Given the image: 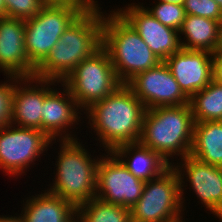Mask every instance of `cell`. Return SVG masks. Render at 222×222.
<instances>
[{
    "mask_svg": "<svg viewBox=\"0 0 222 222\" xmlns=\"http://www.w3.org/2000/svg\"><path fill=\"white\" fill-rule=\"evenodd\" d=\"M145 110L132 90L122 84L103 100L93 103L84 114L87 113V123L96 132L101 147L112 152L122 144L139 141Z\"/></svg>",
    "mask_w": 222,
    "mask_h": 222,
    "instance_id": "cell-1",
    "label": "cell"
},
{
    "mask_svg": "<svg viewBox=\"0 0 222 222\" xmlns=\"http://www.w3.org/2000/svg\"><path fill=\"white\" fill-rule=\"evenodd\" d=\"M84 11L74 3H47L34 17L25 20V49L37 68L59 42L64 31Z\"/></svg>",
    "mask_w": 222,
    "mask_h": 222,
    "instance_id": "cell-6",
    "label": "cell"
},
{
    "mask_svg": "<svg viewBox=\"0 0 222 222\" xmlns=\"http://www.w3.org/2000/svg\"><path fill=\"white\" fill-rule=\"evenodd\" d=\"M215 1L217 2L218 6L222 10V0H215Z\"/></svg>",
    "mask_w": 222,
    "mask_h": 222,
    "instance_id": "cell-35",
    "label": "cell"
},
{
    "mask_svg": "<svg viewBox=\"0 0 222 222\" xmlns=\"http://www.w3.org/2000/svg\"><path fill=\"white\" fill-rule=\"evenodd\" d=\"M164 62L189 98L213 80V54L208 51L181 48Z\"/></svg>",
    "mask_w": 222,
    "mask_h": 222,
    "instance_id": "cell-15",
    "label": "cell"
},
{
    "mask_svg": "<svg viewBox=\"0 0 222 222\" xmlns=\"http://www.w3.org/2000/svg\"><path fill=\"white\" fill-rule=\"evenodd\" d=\"M152 8L146 9L163 25L180 30L186 17L183 5L159 1Z\"/></svg>",
    "mask_w": 222,
    "mask_h": 222,
    "instance_id": "cell-24",
    "label": "cell"
},
{
    "mask_svg": "<svg viewBox=\"0 0 222 222\" xmlns=\"http://www.w3.org/2000/svg\"><path fill=\"white\" fill-rule=\"evenodd\" d=\"M126 85L143 103L145 109L182 106L190 102V98L182 91L164 61L136 74Z\"/></svg>",
    "mask_w": 222,
    "mask_h": 222,
    "instance_id": "cell-11",
    "label": "cell"
},
{
    "mask_svg": "<svg viewBox=\"0 0 222 222\" xmlns=\"http://www.w3.org/2000/svg\"><path fill=\"white\" fill-rule=\"evenodd\" d=\"M182 218H183V215L178 217V218H176V219H174V220L168 221V222H186L185 220L182 221L183 220Z\"/></svg>",
    "mask_w": 222,
    "mask_h": 222,
    "instance_id": "cell-34",
    "label": "cell"
},
{
    "mask_svg": "<svg viewBox=\"0 0 222 222\" xmlns=\"http://www.w3.org/2000/svg\"><path fill=\"white\" fill-rule=\"evenodd\" d=\"M172 163V167L177 171L180 180L182 204L185 201L183 198L185 189L183 188L185 187L184 179H186L197 195L196 197L202 201L201 203L208 211L217 216L219 221H222V167L203 163L190 155L181 158L179 163ZM174 164L178 165L175 166Z\"/></svg>",
    "mask_w": 222,
    "mask_h": 222,
    "instance_id": "cell-12",
    "label": "cell"
},
{
    "mask_svg": "<svg viewBox=\"0 0 222 222\" xmlns=\"http://www.w3.org/2000/svg\"><path fill=\"white\" fill-rule=\"evenodd\" d=\"M26 199L21 211L25 222H76L77 220L75 219L77 207L48 190Z\"/></svg>",
    "mask_w": 222,
    "mask_h": 222,
    "instance_id": "cell-18",
    "label": "cell"
},
{
    "mask_svg": "<svg viewBox=\"0 0 222 222\" xmlns=\"http://www.w3.org/2000/svg\"><path fill=\"white\" fill-rule=\"evenodd\" d=\"M6 17L27 20L47 4L45 0H4Z\"/></svg>",
    "mask_w": 222,
    "mask_h": 222,
    "instance_id": "cell-25",
    "label": "cell"
},
{
    "mask_svg": "<svg viewBox=\"0 0 222 222\" xmlns=\"http://www.w3.org/2000/svg\"><path fill=\"white\" fill-rule=\"evenodd\" d=\"M101 8L84 10L36 68L34 77L62 82L84 59L102 46Z\"/></svg>",
    "mask_w": 222,
    "mask_h": 222,
    "instance_id": "cell-2",
    "label": "cell"
},
{
    "mask_svg": "<svg viewBox=\"0 0 222 222\" xmlns=\"http://www.w3.org/2000/svg\"><path fill=\"white\" fill-rule=\"evenodd\" d=\"M25 20L0 18V71L21 78L34 77L36 68L25 49Z\"/></svg>",
    "mask_w": 222,
    "mask_h": 222,
    "instance_id": "cell-16",
    "label": "cell"
},
{
    "mask_svg": "<svg viewBox=\"0 0 222 222\" xmlns=\"http://www.w3.org/2000/svg\"><path fill=\"white\" fill-rule=\"evenodd\" d=\"M76 222H132L128 207L93 198L77 207Z\"/></svg>",
    "mask_w": 222,
    "mask_h": 222,
    "instance_id": "cell-23",
    "label": "cell"
},
{
    "mask_svg": "<svg viewBox=\"0 0 222 222\" xmlns=\"http://www.w3.org/2000/svg\"><path fill=\"white\" fill-rule=\"evenodd\" d=\"M190 156L203 163L222 167V121L195 123Z\"/></svg>",
    "mask_w": 222,
    "mask_h": 222,
    "instance_id": "cell-21",
    "label": "cell"
},
{
    "mask_svg": "<svg viewBox=\"0 0 222 222\" xmlns=\"http://www.w3.org/2000/svg\"><path fill=\"white\" fill-rule=\"evenodd\" d=\"M159 1H164V2H169V3L179 4V5H183L184 3V0H159Z\"/></svg>",
    "mask_w": 222,
    "mask_h": 222,
    "instance_id": "cell-32",
    "label": "cell"
},
{
    "mask_svg": "<svg viewBox=\"0 0 222 222\" xmlns=\"http://www.w3.org/2000/svg\"><path fill=\"white\" fill-rule=\"evenodd\" d=\"M180 180L172 165L144 184L139 200L130 208L132 222H168L182 215ZM183 209V210H182Z\"/></svg>",
    "mask_w": 222,
    "mask_h": 222,
    "instance_id": "cell-8",
    "label": "cell"
},
{
    "mask_svg": "<svg viewBox=\"0 0 222 222\" xmlns=\"http://www.w3.org/2000/svg\"><path fill=\"white\" fill-rule=\"evenodd\" d=\"M194 126L190 104L146 109L138 142L172 165L169 158L174 155L179 159L190 155Z\"/></svg>",
    "mask_w": 222,
    "mask_h": 222,
    "instance_id": "cell-3",
    "label": "cell"
},
{
    "mask_svg": "<svg viewBox=\"0 0 222 222\" xmlns=\"http://www.w3.org/2000/svg\"><path fill=\"white\" fill-rule=\"evenodd\" d=\"M189 104L195 123L222 121V83L212 80L190 98Z\"/></svg>",
    "mask_w": 222,
    "mask_h": 222,
    "instance_id": "cell-22",
    "label": "cell"
},
{
    "mask_svg": "<svg viewBox=\"0 0 222 222\" xmlns=\"http://www.w3.org/2000/svg\"><path fill=\"white\" fill-rule=\"evenodd\" d=\"M217 51L222 53V23H221V27H220V42H219V47H218Z\"/></svg>",
    "mask_w": 222,
    "mask_h": 222,
    "instance_id": "cell-33",
    "label": "cell"
},
{
    "mask_svg": "<svg viewBox=\"0 0 222 222\" xmlns=\"http://www.w3.org/2000/svg\"><path fill=\"white\" fill-rule=\"evenodd\" d=\"M213 80L222 83V53H213Z\"/></svg>",
    "mask_w": 222,
    "mask_h": 222,
    "instance_id": "cell-28",
    "label": "cell"
},
{
    "mask_svg": "<svg viewBox=\"0 0 222 222\" xmlns=\"http://www.w3.org/2000/svg\"><path fill=\"white\" fill-rule=\"evenodd\" d=\"M186 15L202 16L222 23V10L215 0H184Z\"/></svg>",
    "mask_w": 222,
    "mask_h": 222,
    "instance_id": "cell-27",
    "label": "cell"
},
{
    "mask_svg": "<svg viewBox=\"0 0 222 222\" xmlns=\"http://www.w3.org/2000/svg\"><path fill=\"white\" fill-rule=\"evenodd\" d=\"M43 102L44 79L36 77L21 78L16 83L13 91L11 125L42 131Z\"/></svg>",
    "mask_w": 222,
    "mask_h": 222,
    "instance_id": "cell-17",
    "label": "cell"
},
{
    "mask_svg": "<svg viewBox=\"0 0 222 222\" xmlns=\"http://www.w3.org/2000/svg\"><path fill=\"white\" fill-rule=\"evenodd\" d=\"M141 36L144 43L165 61L181 49L179 31L160 23L143 5L131 3L116 10Z\"/></svg>",
    "mask_w": 222,
    "mask_h": 222,
    "instance_id": "cell-14",
    "label": "cell"
},
{
    "mask_svg": "<svg viewBox=\"0 0 222 222\" xmlns=\"http://www.w3.org/2000/svg\"><path fill=\"white\" fill-rule=\"evenodd\" d=\"M112 152L135 177L145 182L160 176L171 166L158 153L139 142L122 144Z\"/></svg>",
    "mask_w": 222,
    "mask_h": 222,
    "instance_id": "cell-19",
    "label": "cell"
},
{
    "mask_svg": "<svg viewBox=\"0 0 222 222\" xmlns=\"http://www.w3.org/2000/svg\"><path fill=\"white\" fill-rule=\"evenodd\" d=\"M56 82L57 84L60 83L61 86H63L62 92H59L57 89L55 90L54 87H51L52 85H55ZM80 111L83 112L71 95L69 89L62 82L44 79L42 131L51 140H54V143H56L57 137L59 138V141L60 139H77V137H75L76 135L70 134L66 130H68L72 125L79 124L78 122H80V116L82 115Z\"/></svg>",
    "mask_w": 222,
    "mask_h": 222,
    "instance_id": "cell-13",
    "label": "cell"
},
{
    "mask_svg": "<svg viewBox=\"0 0 222 222\" xmlns=\"http://www.w3.org/2000/svg\"><path fill=\"white\" fill-rule=\"evenodd\" d=\"M60 2V3H74L80 6L84 10H94L99 9L98 1L95 0H51V3Z\"/></svg>",
    "mask_w": 222,
    "mask_h": 222,
    "instance_id": "cell-29",
    "label": "cell"
},
{
    "mask_svg": "<svg viewBox=\"0 0 222 222\" xmlns=\"http://www.w3.org/2000/svg\"><path fill=\"white\" fill-rule=\"evenodd\" d=\"M51 140L43 131L8 125L0 129V168L7 175L20 176L40 158ZM52 143V144H51ZM33 162V163H32Z\"/></svg>",
    "mask_w": 222,
    "mask_h": 222,
    "instance_id": "cell-9",
    "label": "cell"
},
{
    "mask_svg": "<svg viewBox=\"0 0 222 222\" xmlns=\"http://www.w3.org/2000/svg\"><path fill=\"white\" fill-rule=\"evenodd\" d=\"M62 83L69 89L81 110L103 100L122 85L102 46L80 62Z\"/></svg>",
    "mask_w": 222,
    "mask_h": 222,
    "instance_id": "cell-7",
    "label": "cell"
},
{
    "mask_svg": "<svg viewBox=\"0 0 222 222\" xmlns=\"http://www.w3.org/2000/svg\"><path fill=\"white\" fill-rule=\"evenodd\" d=\"M0 222H25L21 213L20 215L18 214V216H0Z\"/></svg>",
    "mask_w": 222,
    "mask_h": 222,
    "instance_id": "cell-30",
    "label": "cell"
},
{
    "mask_svg": "<svg viewBox=\"0 0 222 222\" xmlns=\"http://www.w3.org/2000/svg\"><path fill=\"white\" fill-rule=\"evenodd\" d=\"M106 153L97 167L96 198L131 208L141 197L145 181L135 177L113 152Z\"/></svg>",
    "mask_w": 222,
    "mask_h": 222,
    "instance_id": "cell-10",
    "label": "cell"
},
{
    "mask_svg": "<svg viewBox=\"0 0 222 222\" xmlns=\"http://www.w3.org/2000/svg\"><path fill=\"white\" fill-rule=\"evenodd\" d=\"M220 27V21L202 16L186 15L179 30L181 48L208 51L213 54L219 47ZM181 34L184 35V38H181Z\"/></svg>",
    "mask_w": 222,
    "mask_h": 222,
    "instance_id": "cell-20",
    "label": "cell"
},
{
    "mask_svg": "<svg viewBox=\"0 0 222 222\" xmlns=\"http://www.w3.org/2000/svg\"><path fill=\"white\" fill-rule=\"evenodd\" d=\"M6 17L4 0H0V18Z\"/></svg>",
    "mask_w": 222,
    "mask_h": 222,
    "instance_id": "cell-31",
    "label": "cell"
},
{
    "mask_svg": "<svg viewBox=\"0 0 222 222\" xmlns=\"http://www.w3.org/2000/svg\"><path fill=\"white\" fill-rule=\"evenodd\" d=\"M6 77H8V81L0 83V129L11 125L13 91L16 83L21 79L15 75H6Z\"/></svg>",
    "mask_w": 222,
    "mask_h": 222,
    "instance_id": "cell-26",
    "label": "cell"
},
{
    "mask_svg": "<svg viewBox=\"0 0 222 222\" xmlns=\"http://www.w3.org/2000/svg\"><path fill=\"white\" fill-rule=\"evenodd\" d=\"M114 9L102 21V47L107 51L117 78L126 84L136 74L162 62L141 36Z\"/></svg>",
    "mask_w": 222,
    "mask_h": 222,
    "instance_id": "cell-4",
    "label": "cell"
},
{
    "mask_svg": "<svg viewBox=\"0 0 222 222\" xmlns=\"http://www.w3.org/2000/svg\"><path fill=\"white\" fill-rule=\"evenodd\" d=\"M79 139L60 140L56 173L47 190L76 207L96 197L97 167L100 158H91ZM93 159V160H92Z\"/></svg>",
    "mask_w": 222,
    "mask_h": 222,
    "instance_id": "cell-5",
    "label": "cell"
}]
</instances>
